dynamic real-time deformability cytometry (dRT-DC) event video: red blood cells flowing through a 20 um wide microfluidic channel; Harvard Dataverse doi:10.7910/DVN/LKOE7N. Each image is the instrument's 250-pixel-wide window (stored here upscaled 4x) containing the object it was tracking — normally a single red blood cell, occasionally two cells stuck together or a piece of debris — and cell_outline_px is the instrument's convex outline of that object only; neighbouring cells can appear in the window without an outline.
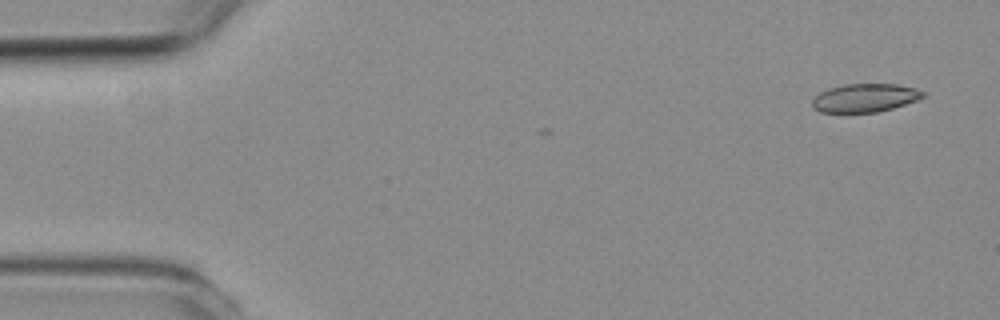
{"species": "common noctule bat (a hibernating species)", "species_latin": "Nyctalus noctula", "temperature_condition": "room temperature", "stored_images_in_passage": 5, "camera_frame_rate_fps": 3000, "um_per_image_px": 0.085, "animal": {"sex": "female", "body_mass_g": 19.3, "forearm_length_mm": 54.1}, "frame": {"image": 1, "passage_image": 1, "time_ms": 0.0, "image_size_px": [1000, 320], "cell_outline_px": [[924, 96], [916, 100], [880, 112], [820, 112], [812, 108], [812, 100], [820, 92], [828, 88], [844, 84], [896, 84], [916, 88], [924, 92]], "centroid_in_image_um": [73.49, 8.32], "position_along_channel_um": 11.5, "area_um2": 18.26}}
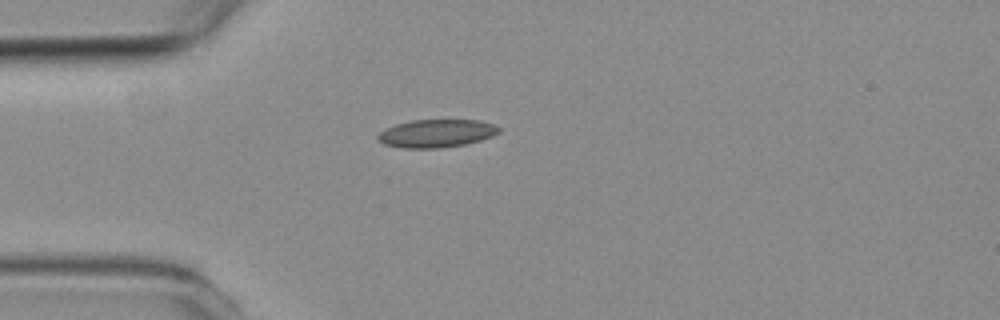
{"frame": {"image": 2, "passage_image": 4, "time_ms": 3.667, "image_size_px": [1000, 320], "cell_outline_px": [[500, 132], [492, 136], [480, 140], [464, 144], [440, 148], [400, 148], [384, 144], [376, 140], [376, 136], [380, 132], [396, 124], [412, 120], [480, 120], [492, 124], [500, 128]], "centroid_in_image_um": [37.07, 11.34], "position_along_channel_um": 47.9, "area_um2": 19.71}}